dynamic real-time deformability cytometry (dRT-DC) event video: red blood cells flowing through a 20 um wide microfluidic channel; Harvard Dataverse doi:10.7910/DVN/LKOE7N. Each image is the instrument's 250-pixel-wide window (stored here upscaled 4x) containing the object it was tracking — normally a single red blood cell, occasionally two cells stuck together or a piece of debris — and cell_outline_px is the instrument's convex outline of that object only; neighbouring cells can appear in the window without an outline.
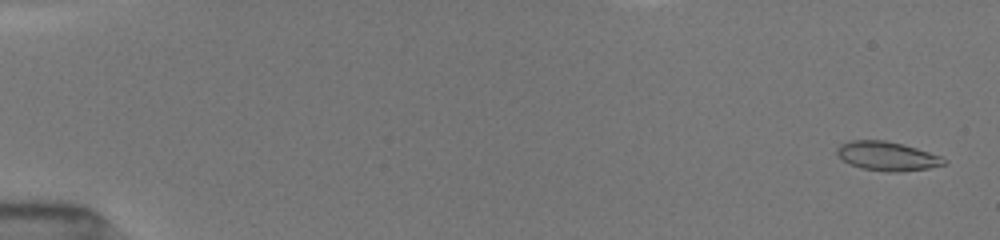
{"species": "common noctule bat (a hibernating species)", "species_latin": "Nyctalus noctula", "temperature_condition": "room temperature", "stored_images_in_passage": 14, "camera_frame_rate_fps": 3000, "um_per_image_px": 0.085, "animal": {"sex": "female", "body_mass_g": 19.5, "forearm_length_mm": 54.1}, "frame": {"image": 1, "passage_image": 1, "time_ms": 0.0, "image_size_px": [1000, 240], "cell_outline_px": [[948, 164], [928, 168], [900, 172], [884, 172], [860, 168], [848, 164], [836, 152], [836, 148], [840, 144], [852, 140], [884, 140], [904, 144], [940, 156], [948, 160]], "centroid_in_image_um": [75.42, 13.28], "position_along_channel_um": 9.6, "area_um2": 18.26}}
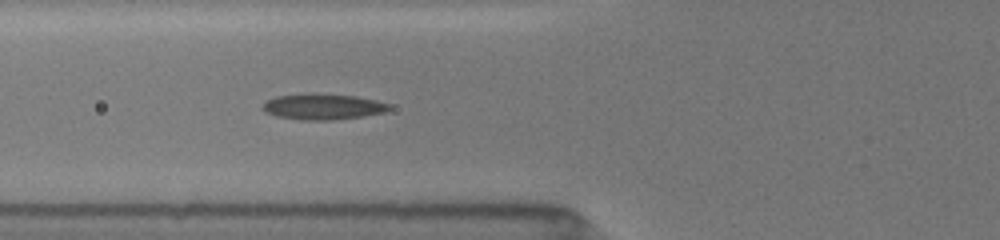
{"frame": {"image": 2, "passage_image": 12, "time_ms": 6.333, "image_size_px": [1000, 240], "cell_outline_px": [[392, 108], [384, 112], [364, 116], [332, 120], [300, 120], [276, 116], [264, 112], [260, 108], [260, 104], [276, 96], [308, 92], [312, 92], [356, 96], [376, 100], [388, 104]], "centroid_in_image_um": [27.38, 9.05], "position_along_channel_um": 98.4, "area_um2": 19.48}}
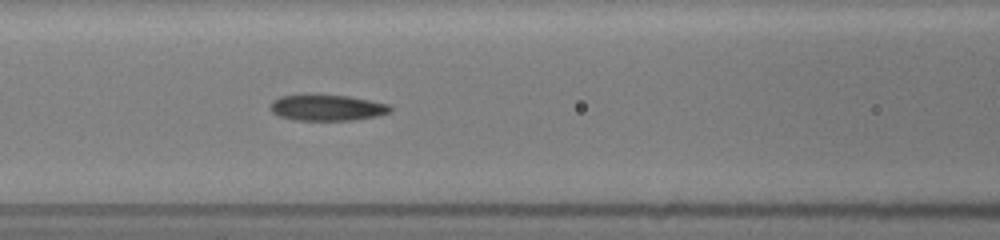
{"frame": {"image": 3, "passage_image": 14, "time_ms": 7.333, "image_size_px": [1000, 240], "cell_outline_px": [[392, 112], [376, 116], [352, 120], [296, 120], [280, 116], [272, 112], [268, 108], [272, 100], [280, 96], [348, 96], [388, 104], [392, 108]], "centroid_in_image_um": [27.8, 9.17], "position_along_channel_um": 138.8, "area_um2": 17.8}}